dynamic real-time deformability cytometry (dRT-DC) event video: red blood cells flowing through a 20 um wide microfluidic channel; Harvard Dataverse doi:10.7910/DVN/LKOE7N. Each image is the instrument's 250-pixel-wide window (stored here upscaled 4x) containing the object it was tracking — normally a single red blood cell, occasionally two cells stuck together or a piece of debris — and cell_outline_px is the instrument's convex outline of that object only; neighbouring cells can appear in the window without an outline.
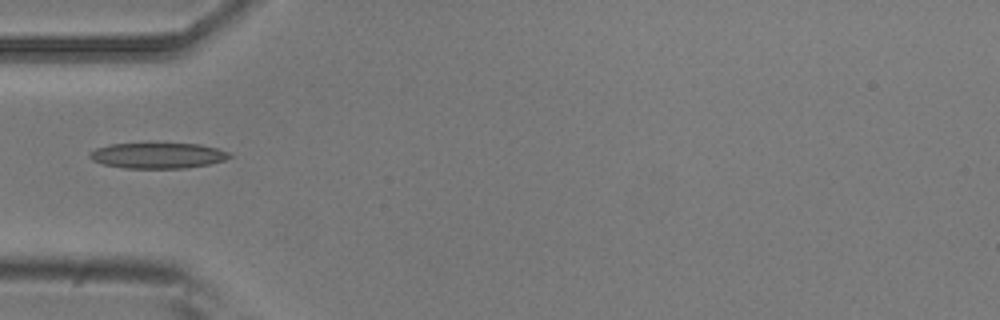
{"species": "common noctule bat (a hibernating species)", "species_latin": "Nyctalus noctula", "temperature_condition": "room temperature", "stored_images_in_passage": 3, "camera_frame_rate_fps": 3000, "um_per_image_px": 0.085, "animal": {"sex": "male", "body_mass_g": 20.5, "forearm_length_mm": 52.5}, "frame": {"image": 1, "passage_image": 2, "time_ms": 0.333, "image_size_px": [1000, 320], "cell_outline_px": [[232, 156], [224, 160], [208, 164], [184, 168], [124, 168], [104, 164], [92, 160], [88, 156], [88, 152], [96, 148], [108, 144], [200, 144], [216, 148], [228, 152]], "centroid_in_image_um": [13.37, 13.22], "position_along_channel_um": 71.6, "area_um2": 20.69}}
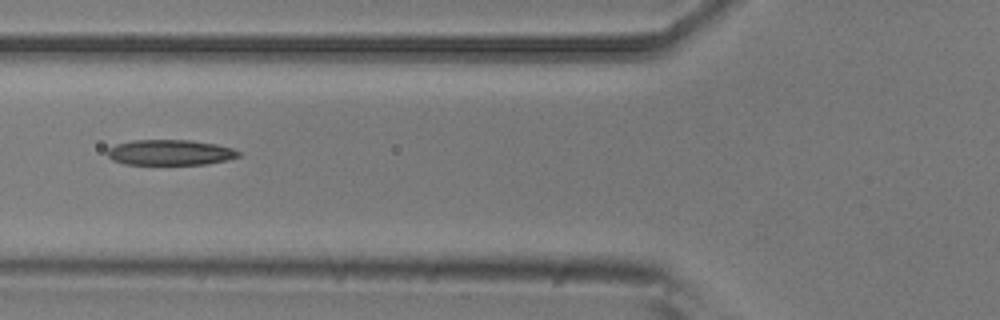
{"frame": {"image": 2, "passage_image": 3, "time_ms": 0.667, "image_size_px": [1000, 320], "cell_outline_px": [[240, 156], [208, 164], [124, 164], [112, 160], [108, 156], [108, 148], [116, 144], [132, 140], [192, 140], [216, 144], [232, 148], [240, 152]], "centroid_in_image_um": [14.44, 12.95], "position_along_channel_um": 111.4, "area_um2": 19.42}}